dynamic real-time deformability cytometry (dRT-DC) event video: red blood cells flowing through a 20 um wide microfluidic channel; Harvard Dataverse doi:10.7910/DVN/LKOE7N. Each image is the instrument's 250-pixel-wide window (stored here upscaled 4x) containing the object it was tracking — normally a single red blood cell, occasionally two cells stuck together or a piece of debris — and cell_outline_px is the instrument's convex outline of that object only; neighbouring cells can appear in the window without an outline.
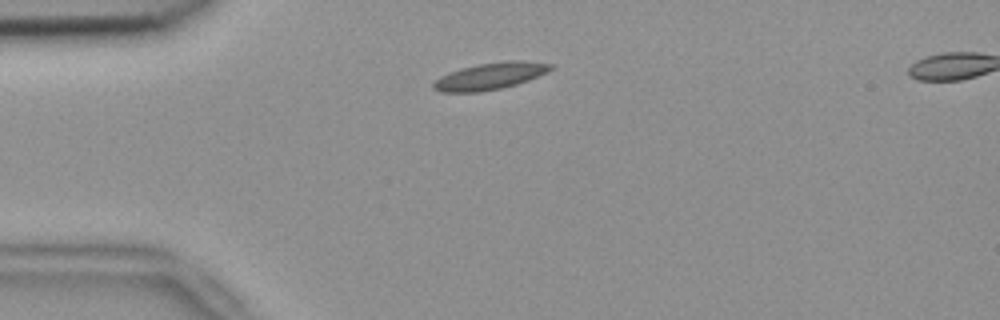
{"species": "common noctule bat (a hibernating species)", "species_latin": "Nyctalus noctula", "temperature_condition": "room temperature", "stored_images_in_passage": 48, "camera_frame_rate_fps": 3000, "um_per_image_px": 0.085, "animal": {"sex": "female", "body_mass_g": 18.4}, "frame": {"image": 1, "passage_image": 7, "time_ms": 2.0, "image_size_px": [1000, 320], "cell_outline_px": [[556, 64], [548, 72], [528, 80], [516, 84], [500, 88], [480, 92], [440, 92], [432, 88], [432, 84], [440, 76], [448, 72], [460, 68], [476, 64], [508, 60], [520, 60]], "centroid_in_image_um": [41.65, 6.46], "position_along_channel_um": 43.3, "area_um2": 18.5}}
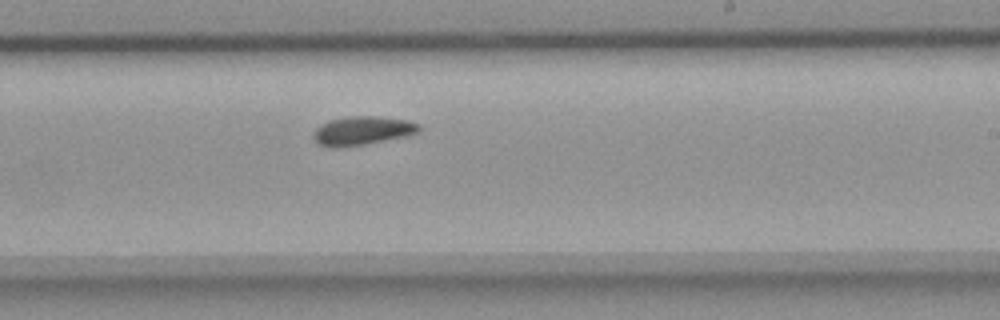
{"frame": {"image": 2, "passage_image": 26, "time_ms": 8.333, "image_size_px": [1000, 320], "cell_outline_px": [[420, 132], [404, 136], [364, 144], [340, 148], [328, 148], [320, 144], [312, 136], [316, 128], [320, 124], [328, 120], [352, 116], [372, 116], [408, 120], [420, 124]], "centroid_in_image_um": [30.77, 11.11], "position_along_channel_um": 258.2, "area_um2": 17.63}}
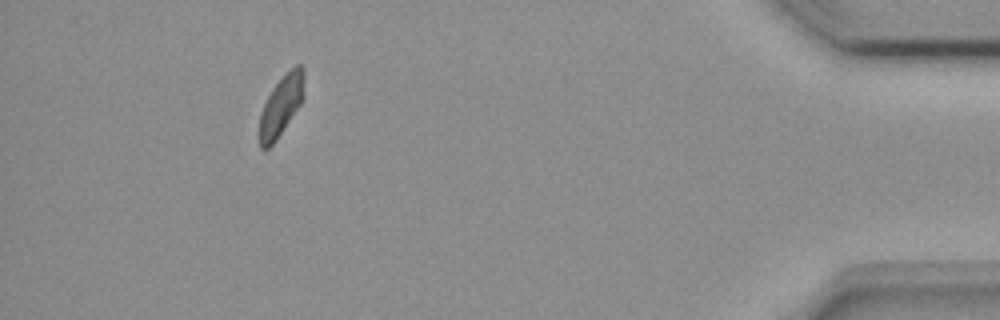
{"frame": {"image": 3, "passage_image": 43, "time_ms": 14.0, "image_size_px": [1000, 320], "cell_outline_px": [[304, 96], [300, 104], [276, 140], [268, 148], [260, 148], [260, 112], [272, 88], [296, 64], [300, 64], [304, 68]], "centroid_in_image_um": [23.91, 8.96], "position_along_channel_um": 411.3, "area_um2": 15.32}}